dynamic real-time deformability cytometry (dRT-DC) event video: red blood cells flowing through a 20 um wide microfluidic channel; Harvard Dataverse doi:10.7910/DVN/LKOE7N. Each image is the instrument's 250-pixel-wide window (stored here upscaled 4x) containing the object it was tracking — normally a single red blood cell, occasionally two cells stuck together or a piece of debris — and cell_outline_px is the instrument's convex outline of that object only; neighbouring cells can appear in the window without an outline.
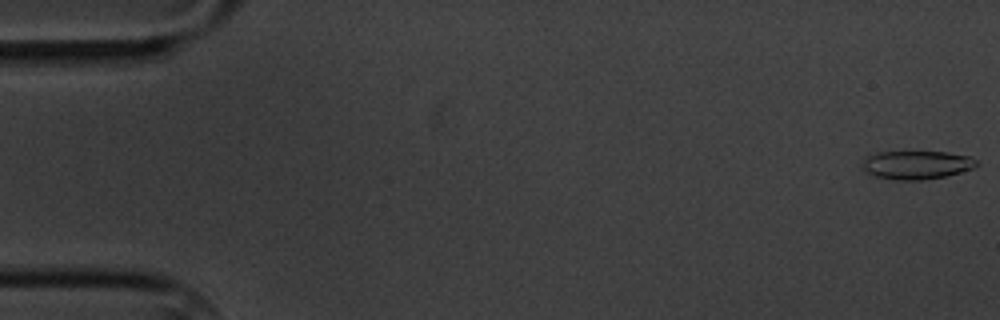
{"species": "common noctule bat (a hibernating species)", "species_latin": "Nyctalus noctula", "temperature_condition": "cold", "stored_images_in_passage": 6, "camera_frame_rate_fps": 3000, "um_per_image_px": 0.085, "animal": {"sex": "male", "body_mass_g": 20.1, "forearm_length_mm": 53.5}, "frame": {"image": 1, "passage_image": 1, "time_ms": 0.0, "image_size_px": [1000, 320], "cell_outline_px": [[980, 164], [972, 168], [960, 172], [944, 176], [924, 180], [892, 180], [876, 176], [864, 172], [864, 156], [876, 152], [948, 152], [968, 156], [976, 160]], "centroid_in_image_um": [77.89, 14.02], "position_along_channel_um": 7.1, "area_um2": 18.96}}